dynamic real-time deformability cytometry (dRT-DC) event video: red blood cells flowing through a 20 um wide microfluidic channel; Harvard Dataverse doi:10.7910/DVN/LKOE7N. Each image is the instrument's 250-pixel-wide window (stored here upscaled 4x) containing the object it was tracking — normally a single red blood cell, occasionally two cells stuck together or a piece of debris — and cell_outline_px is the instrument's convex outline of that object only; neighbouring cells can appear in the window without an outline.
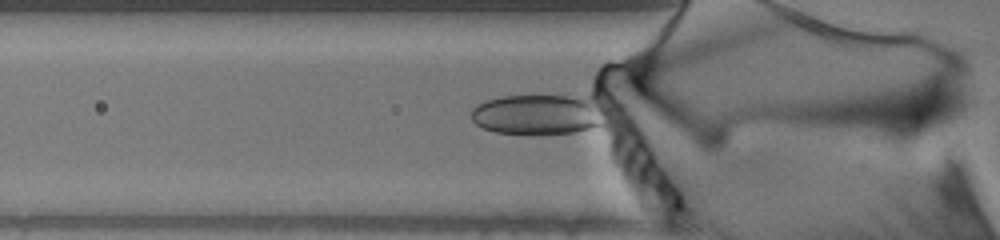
{"species": "human", "species_latin": "Homo sapiens", "temperature_condition": "warm", "stored_images_in_passage": 54, "camera_frame_rate_fps": 3000, "um_per_image_px": 0.085, "donor": {"sex": "male"}, "frame": {"image": 1, "passage_image": 17, "time_ms": 5.333, "image_size_px": [1000, 240], "cell_outline_px": [[624, 104], [612, 120], [604, 124], [592, 128], [572, 132], [540, 136], [496, 132], [484, 128], [476, 124], [472, 120], [472, 108], [476, 104], [488, 100], [504, 96], [564, 92]], "centroid_in_image_um": [46.22, 9.66], "position_along_channel_um": 79.6, "area_um2": 35.66}}
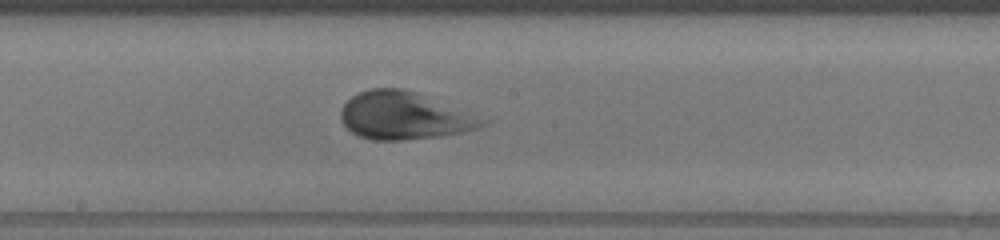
{"frame": {"image": 2, "passage_image": 28, "time_ms": 9.0, "image_size_px": [1000, 240], "cell_outline_px": [[492, 120], [488, 124], [476, 128], [460, 132], [440, 136], [404, 140], [372, 140], [360, 136], [352, 132], [340, 120], [340, 108], [352, 96], [360, 92], [372, 88], [404, 88], [416, 92]], "centroid_in_image_um": [34.37, 9.83], "position_along_channel_um": 213.8, "area_um2": 39.3}}
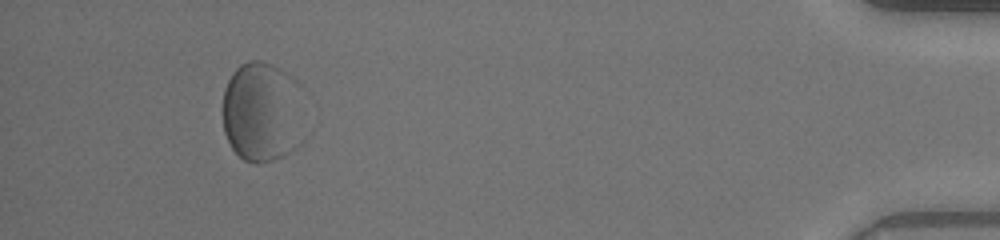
{"frame": {"image": 3, "passage_image": 50, "time_ms": 16.333, "image_size_px": [1000, 240], "cell_outline_px": [[300, 144], [296, 148], [284, 156], [260, 164], [256, 164], [244, 160], [232, 148], [224, 132], [224, 88], [232, 72], [240, 64], [248, 60], [260, 60], [272, 64], [296, 80], [300, 84]], "centroid_in_image_um": [22.26, 9.51], "position_along_channel_um": 412.9, "area_um2": 47.8}}